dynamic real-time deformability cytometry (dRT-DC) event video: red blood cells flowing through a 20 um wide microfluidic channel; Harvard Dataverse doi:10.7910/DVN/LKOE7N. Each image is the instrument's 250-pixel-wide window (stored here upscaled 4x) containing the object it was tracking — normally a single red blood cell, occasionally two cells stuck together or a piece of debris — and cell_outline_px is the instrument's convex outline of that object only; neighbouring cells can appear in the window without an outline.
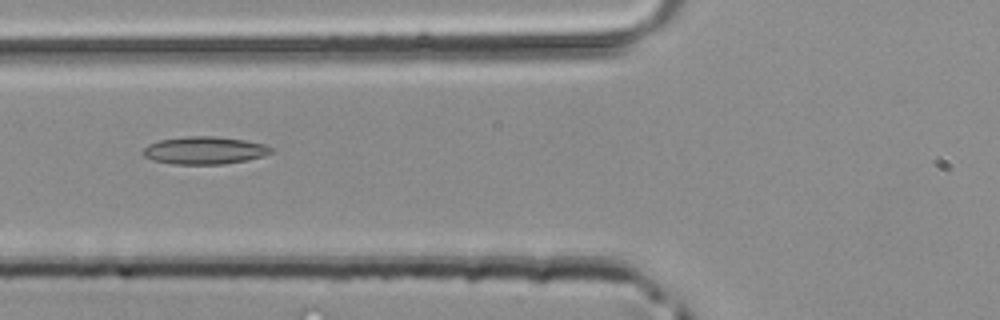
{"species": "common noctule bat (a hibernating species)", "species_latin": "Nyctalus noctula", "temperature_condition": "room temperature", "stored_images_in_passage": 34, "camera_frame_rate_fps": 3000, "um_per_image_px": 0.085, "animal": {"sex": "male", "body_mass_g": 20.4}, "frame": {"image": 1, "passage_image": 7, "time_ms": 2.0, "image_size_px": [1000, 320], "cell_outline_px": [[276, 148], [272, 152], [264, 156], [244, 160], [220, 164], [172, 164], [152, 160], [144, 156], [140, 152], [148, 144], [160, 140], [184, 136], [212, 136], [244, 140], [264, 144]], "centroid_in_image_um": [17.36, 12.78], "position_along_channel_um": 108.4, "area_um2": 20.63}}
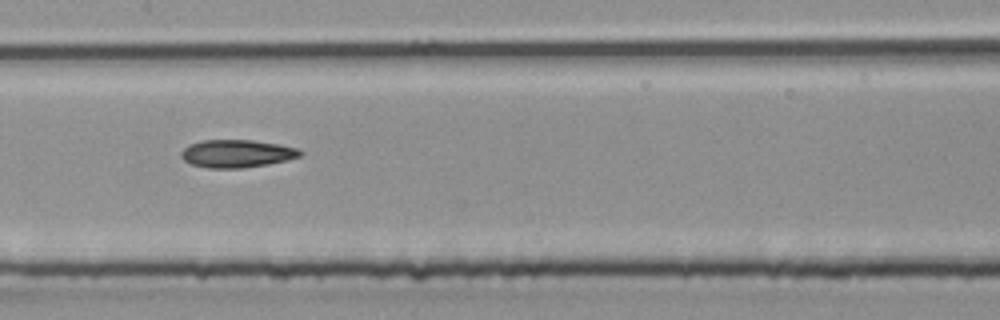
{"frame": {"image": 2, "passage_image": 12, "time_ms": 3.667, "image_size_px": [1000, 320], "cell_outline_px": [[304, 152], [300, 156], [288, 160], [268, 164], [244, 168], [208, 168], [192, 164], [184, 160], [180, 156], [180, 152], [188, 144], [200, 140], [252, 140], [300, 148]], "centroid_in_image_um": [20.13, 13.05], "position_along_channel_um": 187.3, "area_um2": 19.42}}
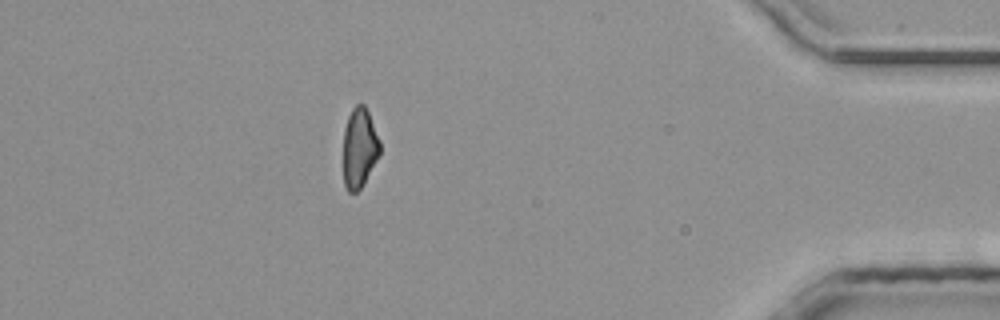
{"frame": {"image": 3, "passage_image": 29, "time_ms": 9.333, "image_size_px": [1000, 320], "cell_outline_px": [[380, 156], [364, 184], [356, 192], [348, 192], [344, 184], [344, 128], [348, 116], [352, 108], [356, 104], [364, 104], [368, 112], [380, 140]], "centroid_in_image_um": [30.56, 12.58], "position_along_channel_um": 404.6, "area_um2": 17.17}}